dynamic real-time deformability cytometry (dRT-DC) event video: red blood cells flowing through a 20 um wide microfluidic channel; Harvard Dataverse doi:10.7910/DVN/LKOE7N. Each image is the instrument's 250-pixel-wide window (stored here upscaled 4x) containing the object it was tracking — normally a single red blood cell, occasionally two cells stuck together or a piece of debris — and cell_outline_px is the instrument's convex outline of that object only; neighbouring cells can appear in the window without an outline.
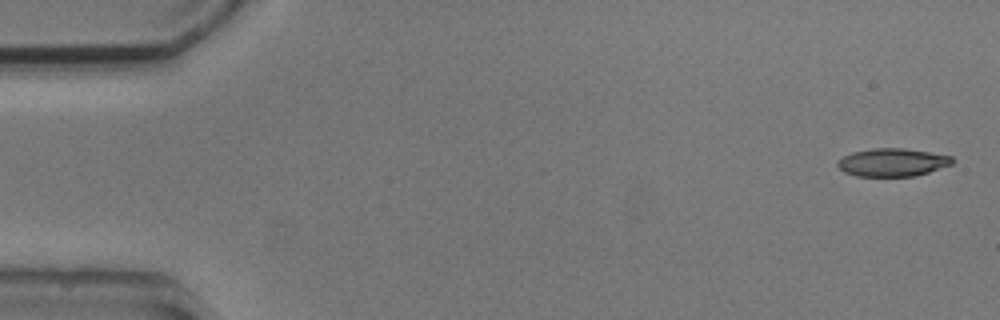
{"species": "common noctule bat (a hibernating species)", "species_latin": "Nyctalus noctula", "temperature_condition": "cold", "stored_images_in_passage": 5, "camera_frame_rate_fps": 3000, "um_per_image_px": 0.085, "animal": {"sex": "male", "body_mass_g": 20.5, "forearm_length_mm": 52.5}, "frame": {"image": 1, "passage_image": 1, "time_ms": 0.0, "image_size_px": [1000, 320], "cell_outline_px": [[956, 160], [952, 164], [916, 176], [856, 176], [844, 172], [836, 164], [836, 160], [852, 152], [872, 148], [904, 148], [952, 156]], "centroid_in_image_um": [75.84, 13.8], "position_along_channel_um": 9.2, "area_um2": 18.79}}
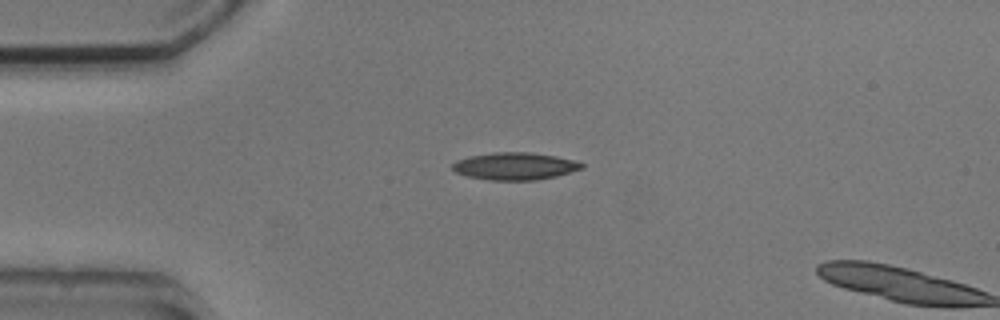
{"frame": {"image": 2, "passage_image": 4, "time_ms": 3.667, "image_size_px": [1000, 320], "cell_outline_px": [[584, 168], [556, 176], [536, 180], [488, 180], [468, 176], [456, 172], [452, 168], [452, 164], [456, 160], [472, 156], [492, 152], [528, 152], [556, 156], [572, 160], [584, 164]], "centroid_in_image_um": [43.76, 14.12], "position_along_channel_um": 41.2, "area_um2": 20.46}}